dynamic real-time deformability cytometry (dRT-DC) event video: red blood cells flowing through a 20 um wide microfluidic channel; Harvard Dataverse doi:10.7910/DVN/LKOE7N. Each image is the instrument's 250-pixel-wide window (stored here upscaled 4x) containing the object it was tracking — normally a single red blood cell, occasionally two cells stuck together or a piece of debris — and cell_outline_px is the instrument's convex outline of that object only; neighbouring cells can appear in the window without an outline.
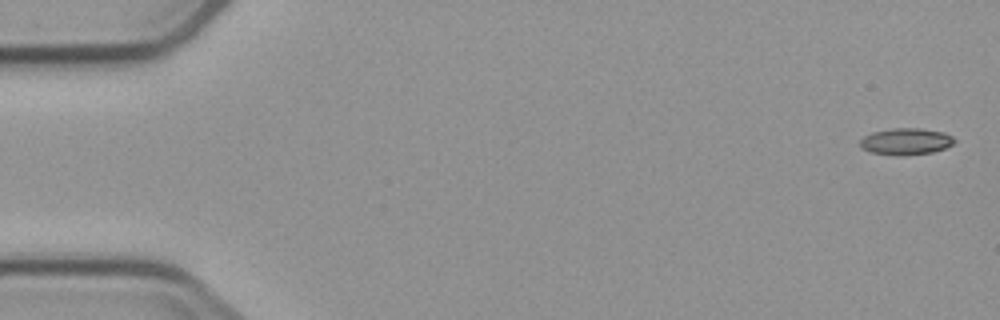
{"species": "common noctule bat (a hibernating species)", "species_latin": "Nyctalus noctula", "temperature_condition": "cold", "stored_images_in_passage": 5, "camera_frame_rate_fps": 3000, "um_per_image_px": 0.085, "animal": {"sex": "male", "body_mass_g": 23.1, "forearm_length_mm": 52.7}, "frame": {"image": 1, "passage_image": 1, "time_ms": 0.0, "image_size_px": [1000, 320], "cell_outline_px": [[956, 140], [952, 144], [944, 148], [932, 152], [904, 156], [900, 156], [872, 152], [860, 148], [860, 140], [864, 136], [872, 132], [892, 128], [920, 128], [944, 132], [952, 136]], "centroid_in_image_um": [76.99, 12.02], "position_along_channel_um": 8.0, "area_um2": 14.68}}